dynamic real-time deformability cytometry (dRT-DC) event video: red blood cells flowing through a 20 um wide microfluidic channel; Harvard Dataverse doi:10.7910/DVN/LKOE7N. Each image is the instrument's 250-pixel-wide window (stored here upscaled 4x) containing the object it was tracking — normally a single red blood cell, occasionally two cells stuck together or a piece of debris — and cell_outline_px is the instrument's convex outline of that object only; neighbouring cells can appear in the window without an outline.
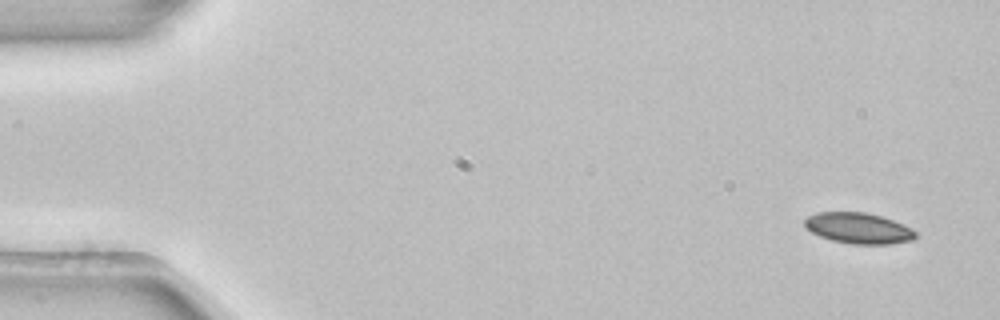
{"species": "common noctule bat (a hibernating species)", "species_latin": "Nyctalus noctula", "temperature_condition": "room temperature", "stored_images_in_passage": 3, "camera_frame_rate_fps": 3000, "um_per_image_px": 0.085, "animal": {"sex": "female", "body_mass_g": 22.7, "forearm_length_mm": 54.2}, "frame": {"image": 1, "passage_image": 1, "time_ms": 0.0, "image_size_px": [1000, 320], "cell_outline_px": [[920, 236], [912, 240], [888, 244], [852, 244], [832, 240], [820, 236], [812, 232], [804, 224], [804, 220], [808, 216], [816, 212], [864, 212], [880, 216], [904, 224], [912, 228]], "centroid_in_image_um": [73.0, 19.39], "position_along_channel_um": 12.0, "area_um2": 19.94}}
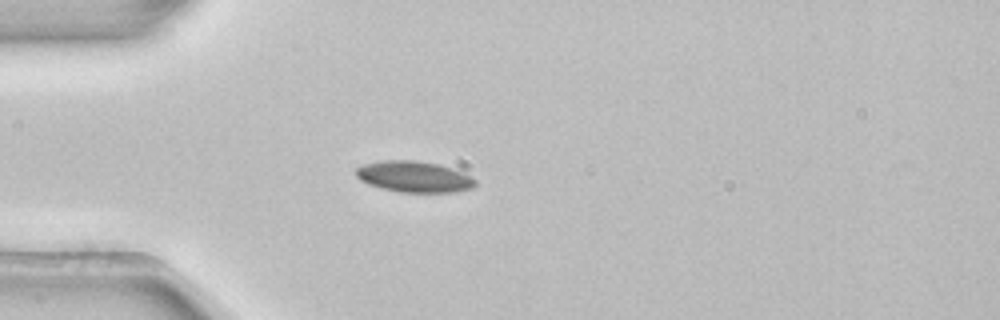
{"frame": {"image": 2, "passage_image": 3, "time_ms": 0.667, "image_size_px": [1000, 320], "cell_outline_px": [[476, 184], [472, 188], [452, 192], [400, 192], [380, 188], [368, 184], [360, 180], [356, 176], [356, 168], [364, 164], [380, 160], [412, 160], [440, 164], [464, 172], [472, 176], [476, 180]], "centroid_in_image_um": [35.2, 15.01], "position_along_channel_um": 49.8, "area_um2": 21.79}}